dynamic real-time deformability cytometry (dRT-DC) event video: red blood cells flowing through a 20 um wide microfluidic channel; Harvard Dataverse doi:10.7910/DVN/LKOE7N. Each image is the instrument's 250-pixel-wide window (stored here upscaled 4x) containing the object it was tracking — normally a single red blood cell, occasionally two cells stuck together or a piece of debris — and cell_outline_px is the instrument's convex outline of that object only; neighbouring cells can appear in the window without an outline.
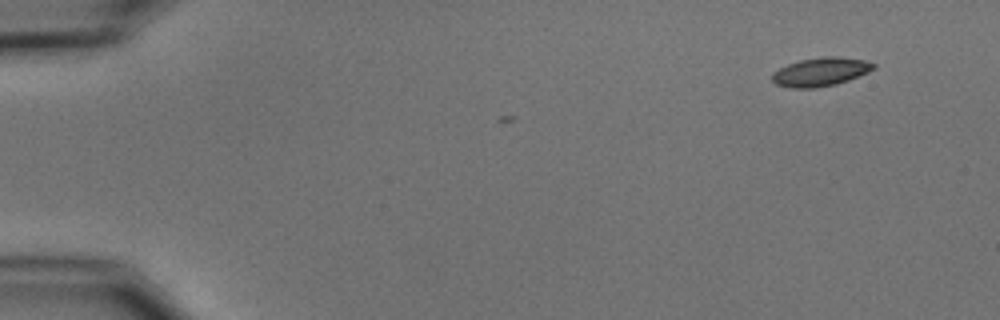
{"species": "common noctule bat (a hibernating species)", "species_latin": "Nyctalus noctula", "temperature_condition": "cold", "stored_images_in_passage": 5, "camera_frame_rate_fps": 3000, "um_per_image_px": 0.085, "animal": {"sex": "male", "body_mass_g": 15.6}, "frame": {"image": 1, "passage_image": 1, "time_ms": 0.0, "image_size_px": [1000, 320], "cell_outline_px": [[876, 68], [868, 72], [848, 80], [836, 84], [816, 88], [788, 88], [776, 84], [772, 80], [772, 72], [788, 64], [800, 60], [824, 56], [836, 56], [864, 60], [876, 64]], "centroid_in_image_um": [69.74, 6.11], "position_along_channel_um": 15.3, "area_um2": 16.94}}